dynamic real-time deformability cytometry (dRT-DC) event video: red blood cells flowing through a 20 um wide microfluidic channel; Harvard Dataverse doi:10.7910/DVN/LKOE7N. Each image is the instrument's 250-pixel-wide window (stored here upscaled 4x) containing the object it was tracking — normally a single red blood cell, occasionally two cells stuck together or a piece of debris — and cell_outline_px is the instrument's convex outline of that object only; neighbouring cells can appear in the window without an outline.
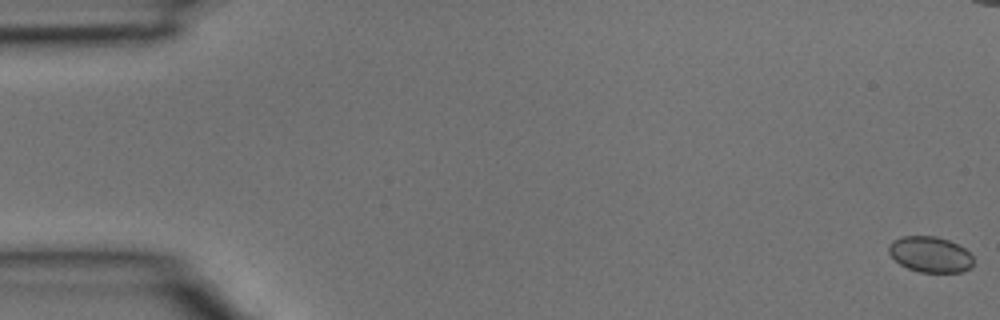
{"species": "common noctule bat (a hibernating species)", "species_latin": "Nyctalus noctula", "temperature_condition": "room temperature", "stored_images_in_passage": 8, "camera_frame_rate_fps": 3000, "um_per_image_px": 0.085, "animal": {"sex": "male", "body_mass_g": 15.6}, "frame": {"image": 1, "passage_image": 1, "time_ms": 0.0, "image_size_px": [1000, 320], "cell_outline_px": [[972, 268], [960, 272], [920, 272], [908, 268], [900, 264], [888, 252], [888, 244], [892, 240], [904, 236], [936, 236], [948, 240], [964, 248], [972, 256]], "centroid_in_image_um": [79.05, 21.62], "position_along_channel_um": 5.9, "area_um2": 17.57}}